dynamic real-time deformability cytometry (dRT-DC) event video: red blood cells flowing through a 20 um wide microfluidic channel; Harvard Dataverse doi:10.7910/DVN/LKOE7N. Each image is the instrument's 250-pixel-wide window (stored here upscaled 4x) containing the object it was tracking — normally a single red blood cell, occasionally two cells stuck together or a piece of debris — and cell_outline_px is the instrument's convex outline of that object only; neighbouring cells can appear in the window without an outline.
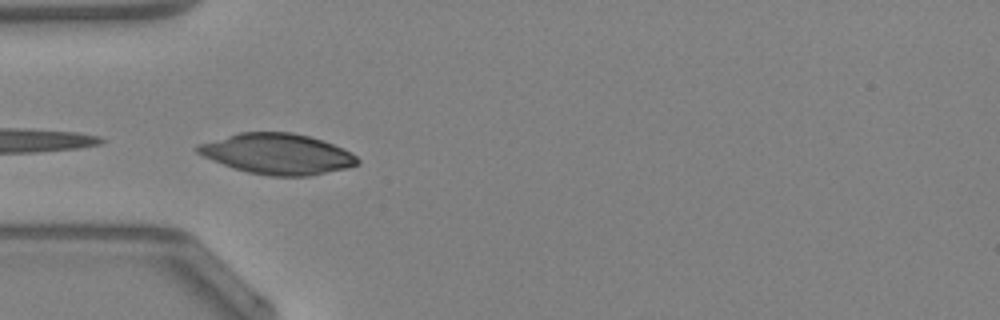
{"species": "Egyptian fruit bat (a non-hibernating species)", "species_latin": "Rousettus aegyptiacus", "temperature_condition": "warm", "stored_images_in_passage": 47, "camera_frame_rate_fps": 3000, "um_per_image_px": 0.085, "animal": {"sex": "female"}, "frame": {"image": 1, "passage_image": 15, "time_ms": 4.667, "image_size_px": [1000, 320], "cell_outline_px": [[360, 164], [344, 168], [308, 176], [272, 176], [248, 172], [232, 168], [204, 156], [196, 152], [192, 148], [196, 144], [240, 132], [292, 132], [308, 136], [344, 148], [352, 152], [360, 160]], "centroid_in_image_um": [23.55, 13.07], "position_along_channel_um": 61.4, "area_um2": 37.74}, "authors_computed_cell_mechanics": {"area_um2": 20.9814, "velocity_mm_per_s": 4.2649, "shape_relaxation_time_tau1_ms": 4.7075, "shape_relaxation_time_tau2_ms": 5.4568, "deformation_change_tau1": 0.1384, "deformation_change_tau2": 0.0976}}